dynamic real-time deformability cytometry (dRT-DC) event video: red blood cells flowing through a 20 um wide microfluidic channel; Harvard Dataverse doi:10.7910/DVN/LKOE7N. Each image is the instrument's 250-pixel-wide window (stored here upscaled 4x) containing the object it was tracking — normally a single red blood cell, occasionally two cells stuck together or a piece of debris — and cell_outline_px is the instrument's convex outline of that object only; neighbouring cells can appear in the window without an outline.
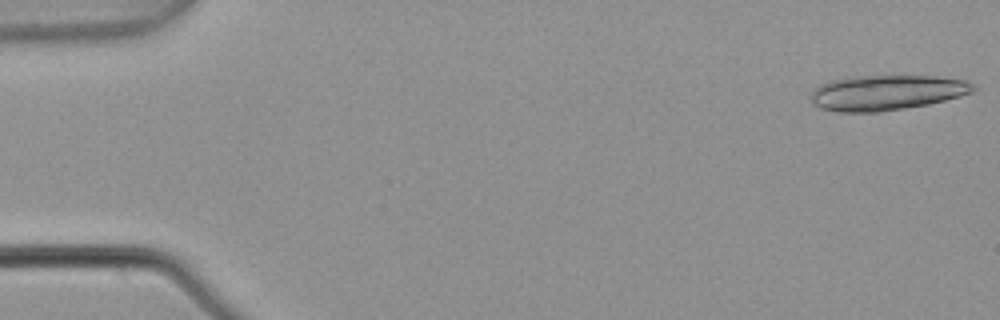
{"species": "common noctule bat (a hibernating species)", "species_latin": "Nyctalus noctula", "temperature_condition": "warm", "stored_images_in_passage": 6, "camera_frame_rate_fps": 3000, "um_per_image_px": 0.085, "animal": {"sex": "male", "body_mass_g": 21.5, "forearm_length_mm": 52.0}, "frame": {"image": 1, "passage_image": 1, "time_ms": 0.0, "image_size_px": [1000, 320], "cell_outline_px": [[976, 88], [972, 92], [960, 96], [928, 104], [880, 112], [836, 112], [820, 108], [812, 104], [808, 96], [820, 84], [832, 80], [852, 76], [936, 76], [968, 80], [976, 84]], "centroid_in_image_um": [75.35, 7.87], "position_along_channel_um": 9.7, "area_um2": 33.58}}
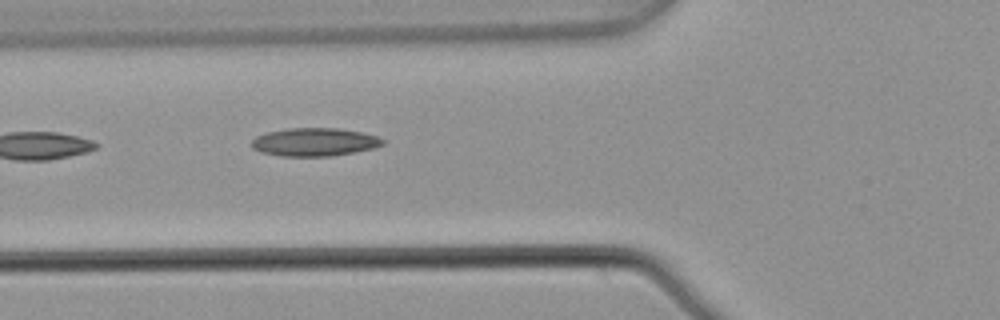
{"frame": {"image": 2, "passage_image": 6, "time_ms": 1.667, "image_size_px": [1000, 320], "cell_outline_px": [[384, 144], [372, 148], [332, 156], [280, 156], [260, 152], [252, 148], [252, 140], [256, 136], [268, 132], [288, 128], [340, 128], [364, 132], [376, 136], [384, 140]], "centroid_in_image_um": [26.72, 12.07], "position_along_channel_um": 99.1, "area_um2": 21.5}}